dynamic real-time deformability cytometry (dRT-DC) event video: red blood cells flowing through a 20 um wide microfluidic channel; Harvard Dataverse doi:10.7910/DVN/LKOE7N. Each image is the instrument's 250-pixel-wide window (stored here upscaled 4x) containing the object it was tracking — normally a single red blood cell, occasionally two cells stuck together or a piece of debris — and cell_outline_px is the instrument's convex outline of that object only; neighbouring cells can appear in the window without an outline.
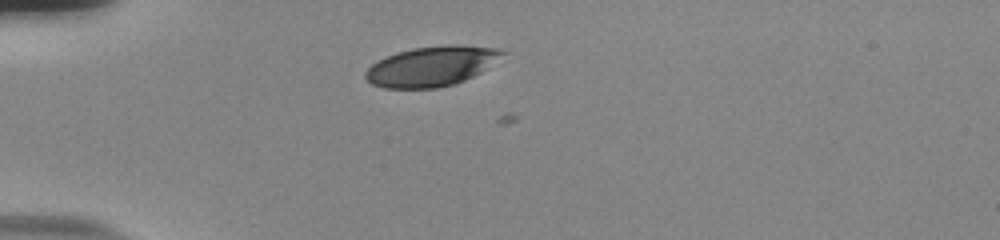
{"species": "human", "species_latin": "Homo sapiens", "temperature_condition": "room temperature", "stored_images_in_passage": 33, "camera_frame_rate_fps": 3000, "um_per_image_px": 0.085, "donor": {"sex": "male"}, "frame": {"image": 1, "passage_image": 1, "time_ms": 0.0, "image_size_px": [1000, 240], "cell_outline_px": [[508, 52], [480, 72], [464, 80], [452, 84], [436, 88], [384, 88], [372, 84], [364, 76], [364, 72], [372, 64], [396, 52], [412, 48], [500, 48]], "centroid_in_image_um": [36.6, 5.69], "position_along_channel_um": 48.4, "area_um2": 30.35}}
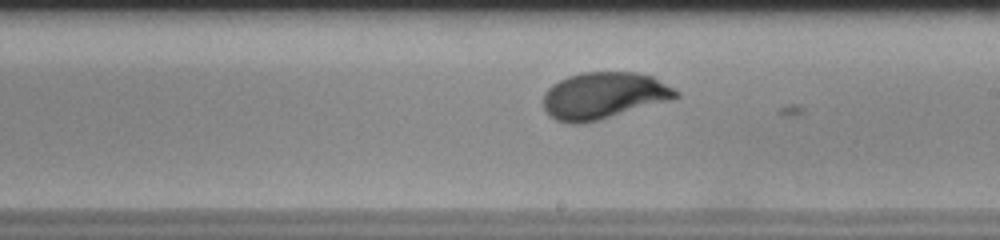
{"frame": {"image": 2, "passage_image": 18, "time_ms": 5.667, "image_size_px": [1000, 240], "cell_outline_px": [[680, 96], [672, 100], [600, 120], [580, 124], [572, 124], [556, 120], [548, 116], [544, 108], [544, 92], [552, 84], [568, 76], [580, 72], [636, 72], [652, 76], [680, 92]], "centroid_in_image_um": [51.31, 8.13], "position_along_channel_um": 237.7, "area_um2": 36.41}}
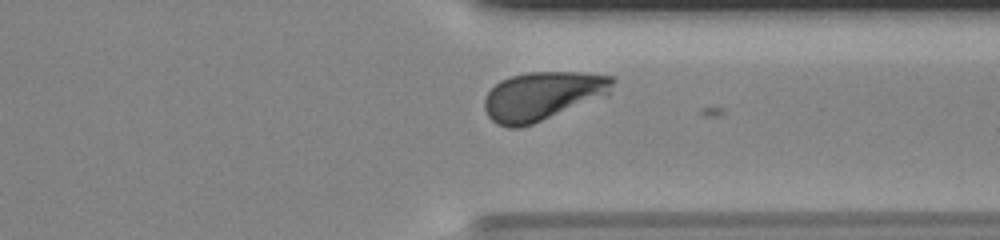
{"frame": {"image": 3, "passage_image": 28, "time_ms": 9.0, "image_size_px": [1000, 240], "cell_outline_px": [[616, 80], [608, 96], [532, 124], [520, 128], [508, 128], [496, 124], [488, 116], [484, 108], [484, 100], [488, 92], [500, 80], [512, 76], [528, 72], [580, 72], [616, 76]], "centroid_in_image_um": [46.16, 8.16], "position_along_channel_um": 365.2, "area_um2": 36.76}, "authors_computed_cell_mechanics": {"area_um2": 35.3736, "velocity_mm_per_s": 3.8124, "shape_relaxation_time_tau1_ms": 2.3257, "shape_relaxation_time_tau2_ms": null, "deformation_change_tau1": 0.1457, "deformation_change_tau2": null}}